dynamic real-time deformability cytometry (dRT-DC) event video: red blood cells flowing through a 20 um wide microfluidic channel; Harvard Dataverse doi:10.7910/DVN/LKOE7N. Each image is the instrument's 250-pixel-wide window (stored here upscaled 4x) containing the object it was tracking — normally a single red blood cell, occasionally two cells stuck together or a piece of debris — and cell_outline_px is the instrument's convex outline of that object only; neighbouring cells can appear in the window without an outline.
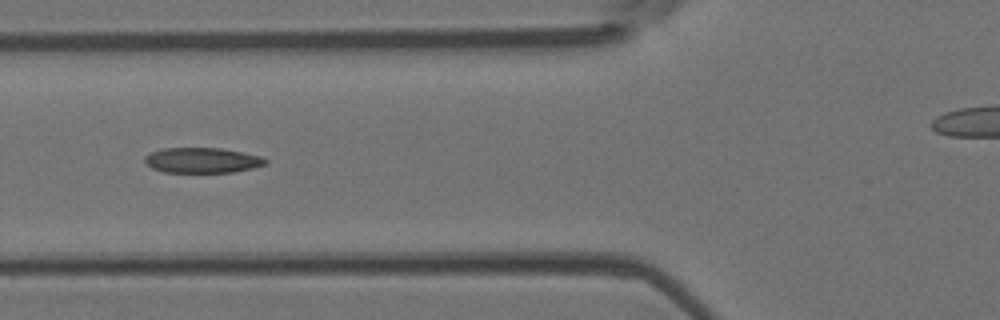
{"species": "Egyptian fruit bat (a non-hibernating species)", "species_latin": "Rousettus aegyptiacus", "temperature_condition": "room temperature", "stored_images_in_passage": 6, "segment_of_instrument_passage": [1, 2], "camera_frame_rate_fps": 3000, "um_per_image_px": 0.085, "animal": {"sex": "female"}, "frame": {"image": 1, "passage_image": 4, "time_ms": 3.667, "image_size_px": [1000, 320], "cell_outline_px": [[268, 164], [252, 168], [232, 172], [164, 172], [152, 168], [144, 160], [144, 156], [160, 148], [220, 148], [264, 156], [268, 160]], "centroid_in_image_um": [17.22, 13.62], "position_along_channel_um": 108.6, "area_um2": 17.86}}
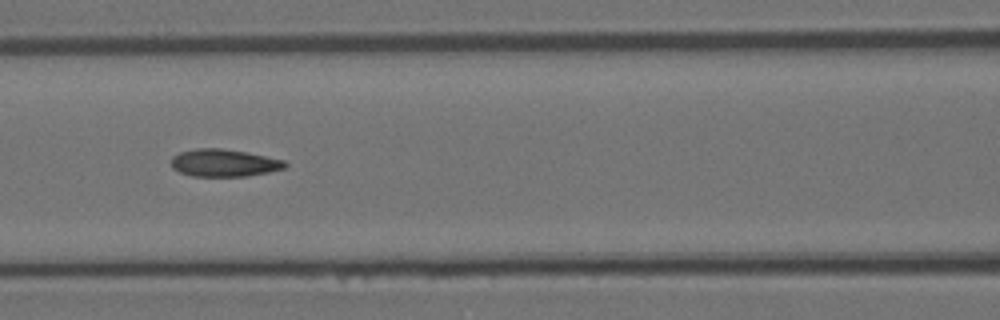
{"frame": {"image": 2, "passage_image": 5, "time_ms": 4.667, "image_size_px": [1000, 320], "cell_outline_px": [[288, 164], [284, 168], [268, 172], [248, 176], [192, 176], [180, 172], [172, 168], [172, 156], [180, 152], [196, 148], [220, 148], [248, 152], [284, 160]], "centroid_in_image_um": [19.04, 13.84], "position_along_channel_um": 147.6, "area_um2": 18.21}}